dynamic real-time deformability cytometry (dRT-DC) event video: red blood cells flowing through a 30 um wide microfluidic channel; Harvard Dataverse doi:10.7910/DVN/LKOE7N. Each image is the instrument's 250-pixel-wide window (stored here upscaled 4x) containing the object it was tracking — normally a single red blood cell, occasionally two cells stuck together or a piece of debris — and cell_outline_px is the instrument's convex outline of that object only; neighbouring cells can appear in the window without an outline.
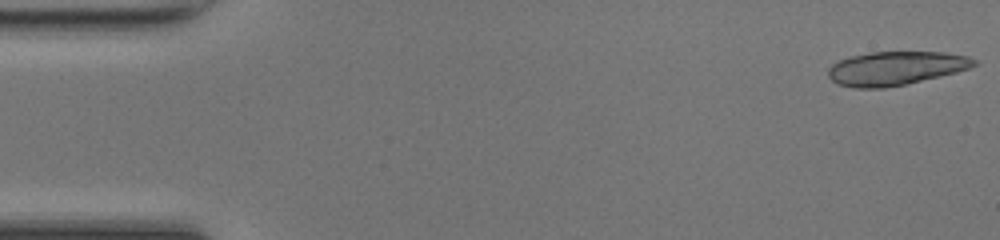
{"species": "common noctule bat (a hibernating species)", "species_latin": "Nyctalus noctula", "temperature_condition": "room temperature", "stored_images_in_passage": 17, "camera_frame_rate_fps": 3000, "um_per_image_px": 0.085, "animal": {"sex": "female", "body_mass_g": 17.0, "forearm_length_mm": 48.0}, "frame": {"image": 1, "passage_image": 1, "time_ms": 0.0, "image_size_px": [1000, 240], "cell_outline_px": [[980, 64], [956, 72], [904, 84], [884, 88], [856, 88], [836, 84], [828, 76], [828, 68], [832, 64], [848, 56], [872, 52], [944, 52], [968, 56], [976, 60]], "centroid_in_image_um": [76.11, 5.79], "position_along_channel_um": 8.9, "area_um2": 28.61}}